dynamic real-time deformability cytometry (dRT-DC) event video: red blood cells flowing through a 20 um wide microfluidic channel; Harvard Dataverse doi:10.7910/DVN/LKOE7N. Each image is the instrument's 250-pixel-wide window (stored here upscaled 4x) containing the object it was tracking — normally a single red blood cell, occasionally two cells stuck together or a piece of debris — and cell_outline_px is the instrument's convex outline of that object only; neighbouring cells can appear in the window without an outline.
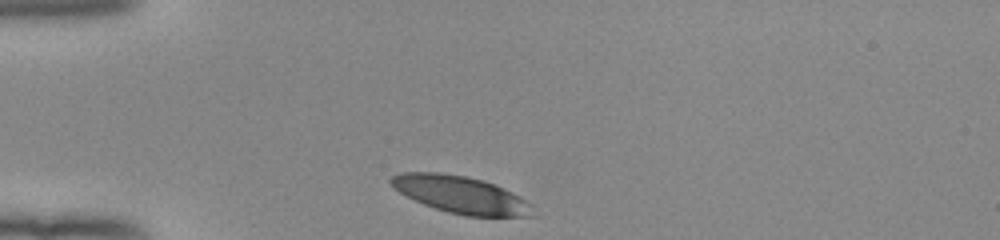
{"species": "human", "species_latin": "Homo sapiens", "temperature_condition": "room temperature", "stored_images_in_passage": 30, "camera_frame_rate_fps": 3000, "um_per_image_px": 0.085, "donor": {"sex": "female"}, "frame": {"image": 1, "passage_image": 1, "time_ms": 0.0, "image_size_px": [1000, 240], "cell_outline_px": [[536, 216], [464, 216], [448, 212], [424, 204], [400, 192], [388, 180], [392, 176], [400, 172], [440, 172], [464, 176], [480, 180], [504, 188], [520, 196], [532, 204]], "centroid_in_image_um": [39.2, 16.55], "position_along_channel_um": 45.8, "area_um2": 30.46}}
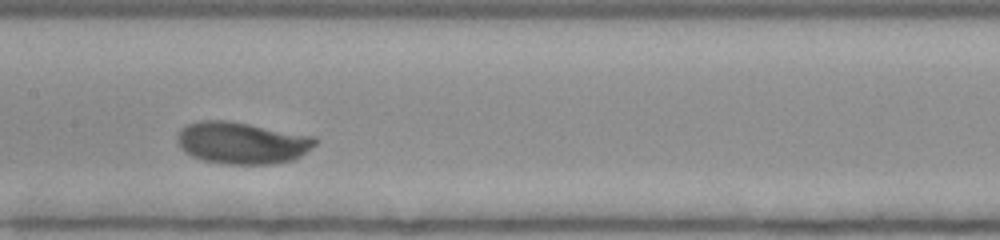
{"frame": {"image": 2, "passage_image": 14, "time_ms": 4.333, "image_size_px": [1000, 240], "cell_outline_px": [[316, 144], [300, 156], [292, 160], [272, 164], [224, 164], [204, 160], [192, 156], [184, 152], [180, 148], [176, 140], [176, 136], [180, 128], [188, 124], [200, 120], [228, 120], [316, 136]], "centroid_in_image_um": [20.54, 12.13], "position_along_channel_um": 186.9, "area_um2": 33.93}}
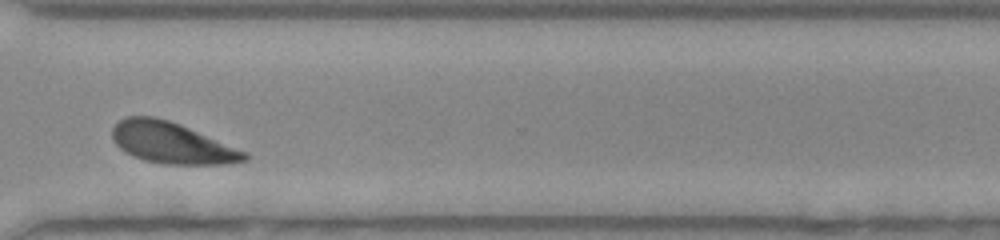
{"frame": {"image": 3, "passage_image": 27, "time_ms": 8.667, "image_size_px": [1000, 240], "cell_outline_px": [[248, 160], [228, 164], [164, 164], [144, 160], [132, 156], [124, 152], [116, 144], [112, 136], [112, 128], [124, 116], [156, 116], [180, 124], [248, 152]], "centroid_in_image_um": [14.6, 12.15], "position_along_channel_um": 356.0, "area_um2": 31.85}, "authors_computed_cell_mechanics": {"area_um2": 32.5414, "velocity_mm_per_s": 3.8989, "shape_relaxation_time_tau1_ms": 2.1959, "shape_relaxation_time_tau2_ms": null, "deformation_change_tau1": 0.1388, "deformation_change_tau2": null}}